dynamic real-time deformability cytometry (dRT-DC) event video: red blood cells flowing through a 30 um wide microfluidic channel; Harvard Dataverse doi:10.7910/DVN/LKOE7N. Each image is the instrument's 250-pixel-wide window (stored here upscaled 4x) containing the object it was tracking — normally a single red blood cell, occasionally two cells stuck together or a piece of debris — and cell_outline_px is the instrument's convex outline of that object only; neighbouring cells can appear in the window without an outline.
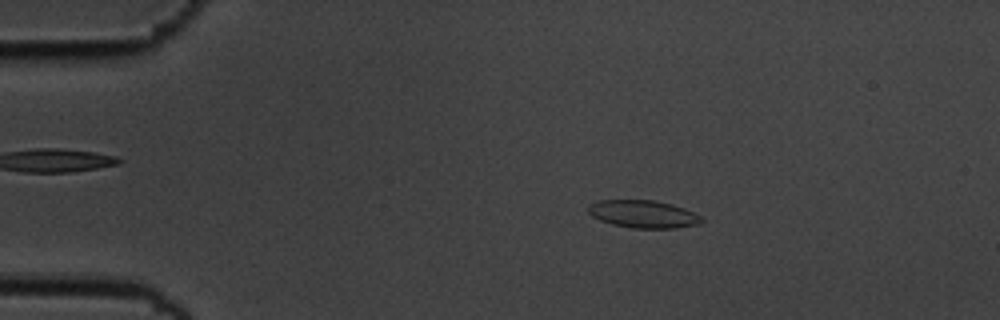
{"species": "common noctule bat (a hibernating species)", "species_latin": "Nyctalus noctula", "temperature_condition": "cold", "stored_images_in_passage": 55, "camera_frame_rate_fps": 3000, "um_per_image_px": 0.085, "animal": {"sex": "male", "body_mass_g": 19.5, "forearm_length_mm": 54.6}, "frame": {"image": 1, "passage_image": 10, "time_ms": 3.0, "image_size_px": [1000, 320], "cell_outline_px": [[704, 220], [700, 224], [676, 228], [632, 228], [612, 224], [600, 220], [592, 216], [588, 212], [588, 204], [596, 200], [652, 200], [672, 204], [684, 208], [700, 216]], "centroid_in_image_um": [54.65, 18.19], "position_along_channel_um": 30.3, "area_um2": 18.32}}
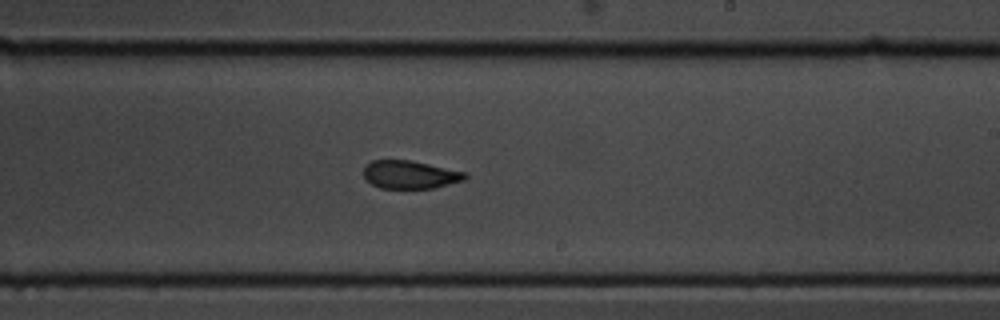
{"frame": {"image": 2, "passage_image": 33, "time_ms": 10.667, "image_size_px": [1000, 320], "cell_outline_px": [[468, 176], [464, 180], [432, 188], [380, 188], [372, 184], [364, 176], [364, 168], [372, 160], [412, 160], [464, 172]], "centroid_in_image_um": [34.84, 14.84], "position_along_channel_um": 254.2, "area_um2": 16.36}}
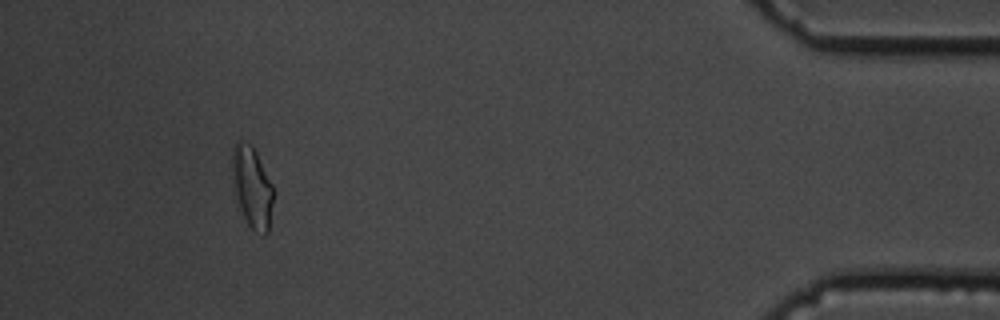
{"frame": {"image": 3, "passage_image": 51, "time_ms": 16.667, "image_size_px": [1000, 320], "cell_outline_px": [[272, 204], [268, 232], [264, 236], [252, 228], [248, 224], [240, 208], [232, 176], [232, 144], [236, 140], [240, 140], [248, 144], [256, 152], [272, 184]], "centroid_in_image_um": [21.41, 15.87], "position_along_channel_um": 413.8, "area_um2": 18.96}, "authors_computed_cell_mechanics": {"area_um2": 18.2648, "velocity_mm_per_s": 3.6381, "shape_relaxation_time_tau1_ms": 3.5052, "shape_relaxation_time_tau2_ms": 1.723, "deformation_change_tau1": 0.1238, "deformation_change_tau2": 0.0656}}